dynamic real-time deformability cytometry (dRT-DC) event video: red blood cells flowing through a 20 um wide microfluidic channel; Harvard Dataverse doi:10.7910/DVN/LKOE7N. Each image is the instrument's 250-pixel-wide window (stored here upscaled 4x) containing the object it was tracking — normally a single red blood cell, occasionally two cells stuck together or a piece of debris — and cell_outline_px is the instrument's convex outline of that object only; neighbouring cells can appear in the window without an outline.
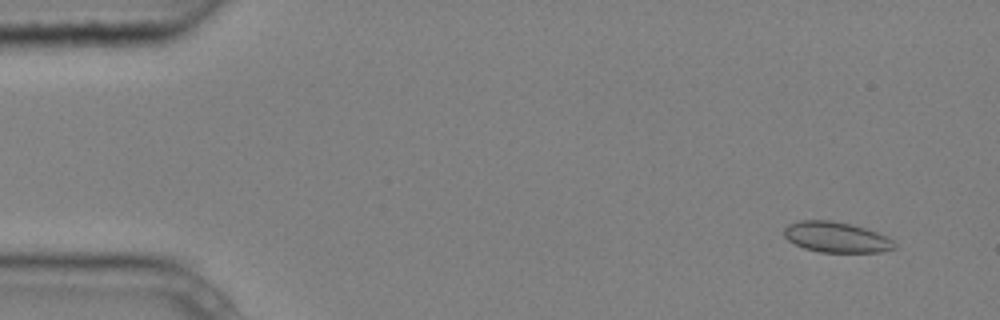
{"species": "common noctule bat (a hibernating species)", "species_latin": "Nyctalus noctula", "temperature_condition": "cold", "stored_images_in_passage": 6, "camera_frame_rate_fps": 3000, "um_per_image_px": 0.085, "animal": {"sex": "male", "body_mass_g": 20.4}, "frame": {"image": 1, "passage_image": 2, "time_ms": 0.333, "image_size_px": [1000, 320], "cell_outline_px": [[896, 248], [880, 252], [820, 252], [804, 248], [788, 240], [784, 236], [784, 228], [788, 224], [800, 220], [832, 220], [852, 224], [876, 232], [892, 240], [896, 244]], "centroid_in_image_um": [71.06, 20.15], "position_along_channel_um": 13.9, "area_um2": 19.59}}
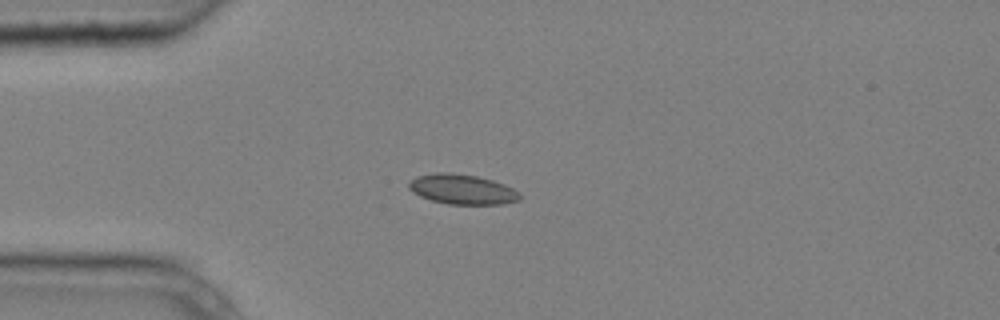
{"frame": {"image": 2, "passage_image": 4, "time_ms": 1.0, "image_size_px": [1000, 320], "cell_outline_px": [[520, 200], [504, 204], [448, 204], [432, 200], [420, 196], [412, 192], [408, 188], [408, 180], [416, 176], [436, 172], [448, 172], [476, 176], [492, 180], [504, 184], [512, 188], [520, 196]], "centroid_in_image_um": [39.23, 16.08], "position_along_channel_um": 45.8, "area_um2": 19.36}}
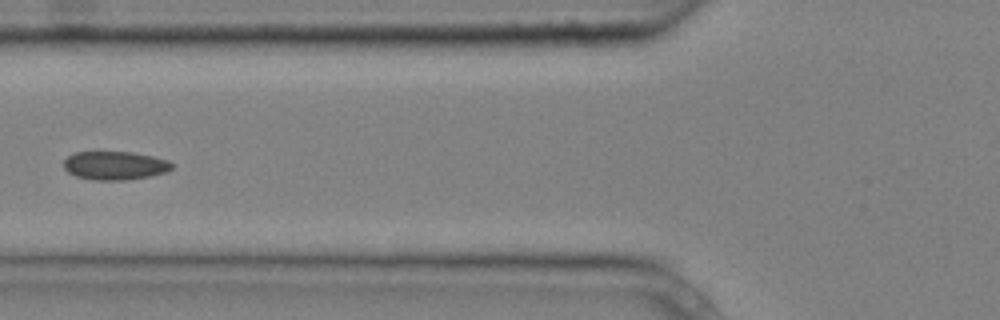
{"frame": {"image": 3, "passage_image": 6, "time_ms": 1.667, "image_size_px": [1000, 320], "cell_outline_px": [[176, 164], [172, 168], [164, 172], [148, 176], [128, 180], [96, 180], [76, 176], [68, 172], [64, 168], [64, 160], [68, 156], [76, 152], [132, 152], [152, 156], [168, 160]], "centroid_in_image_um": [9.78, 14.07], "position_along_channel_um": 116.0, "area_um2": 17.92}}